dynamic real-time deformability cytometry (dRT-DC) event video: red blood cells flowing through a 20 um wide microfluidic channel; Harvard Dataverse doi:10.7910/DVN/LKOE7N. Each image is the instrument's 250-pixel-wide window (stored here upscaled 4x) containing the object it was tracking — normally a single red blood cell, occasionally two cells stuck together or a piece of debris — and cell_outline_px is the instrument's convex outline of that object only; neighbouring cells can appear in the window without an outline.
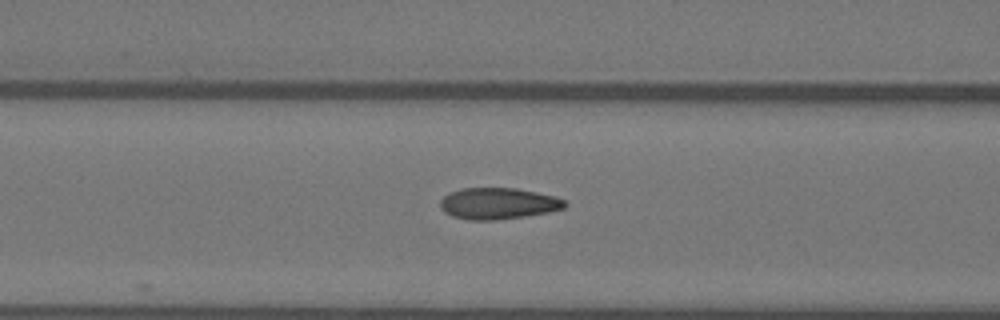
{"species": "Egyptian fruit bat (a non-hibernating species)", "species_latin": "Rousettus aegyptiacus", "temperature_condition": "warm", "stored_images_in_passage": 5, "camera_frame_rate_fps": 3000, "um_per_image_px": 0.085, "animal": {"sex": "female"}, "frame": {"image": 1, "passage_image": 5, "time_ms": 1.333, "image_size_px": [1000, 320], "cell_outline_px": [[568, 204], [564, 208], [548, 212], [524, 216], [496, 220], [468, 220], [452, 216], [444, 212], [440, 208], [440, 200], [448, 192], [460, 188], [516, 188], [556, 196], [564, 200]], "centroid_in_image_um": [42.31, 17.29], "position_along_channel_um": 124.3, "area_um2": 22.95}}